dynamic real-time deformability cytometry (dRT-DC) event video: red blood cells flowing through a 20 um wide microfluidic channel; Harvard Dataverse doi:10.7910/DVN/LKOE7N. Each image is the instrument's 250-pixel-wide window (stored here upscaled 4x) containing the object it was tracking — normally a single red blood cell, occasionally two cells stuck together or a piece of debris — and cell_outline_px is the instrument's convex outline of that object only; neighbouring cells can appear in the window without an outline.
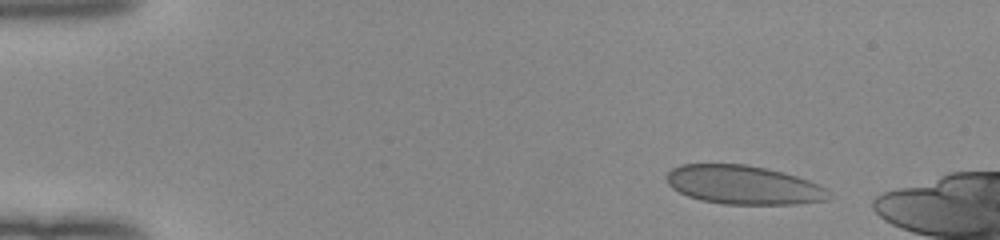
{"species": "human", "species_latin": "Homo sapiens", "temperature_condition": "room temperature", "stored_images_in_passage": 11, "camera_frame_rate_fps": 3000, "um_per_image_px": 0.085, "donor": {"sex": "female"}, "frame": {"image": 1, "passage_image": 1, "time_ms": 0.0, "image_size_px": [1000, 240], "cell_outline_px": [[828, 200], [796, 204], [724, 204], [700, 200], [688, 196], [672, 188], [668, 184], [664, 176], [672, 168], [680, 164], [748, 164], [784, 172], [808, 180], [828, 188]], "centroid_in_image_um": [63.17, 15.71], "position_along_channel_um": 21.8, "area_um2": 36.88}}